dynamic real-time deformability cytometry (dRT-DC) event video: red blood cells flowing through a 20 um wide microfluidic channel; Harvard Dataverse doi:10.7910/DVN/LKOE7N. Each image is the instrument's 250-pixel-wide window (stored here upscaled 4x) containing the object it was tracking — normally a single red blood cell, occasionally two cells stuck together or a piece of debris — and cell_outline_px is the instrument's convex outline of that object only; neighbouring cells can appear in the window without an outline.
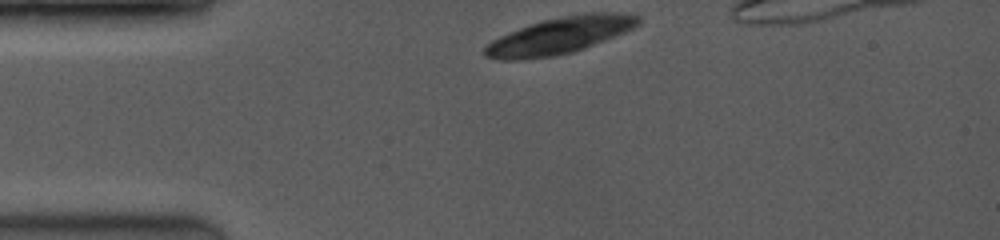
{"species": "common noctule bat (a hibernating species)", "species_latin": "Nyctalus noctula", "temperature_condition": "room temperature", "stored_images_in_passage": 3, "camera_frame_rate_fps": 3500, "um_per_image_px": 0.085, "animal": {"sex": "female", "body_mass_g": 19.0, "forearm_length_mm": 53.3}, "frame": {"image": 1, "passage_image": 1, "time_ms": 0.0, "image_size_px": [1000, 240], "cell_outline_px": [[640, 24], [624, 32], [584, 48], [572, 52], [556, 56], [524, 60], [500, 60], [484, 56], [484, 48], [492, 40], [500, 36], [528, 24], [544, 20], [584, 12], [612, 12], [640, 16]], "centroid_in_image_um": [47.55, 3.02], "position_along_channel_um": 37.5, "area_um2": 32.66}}